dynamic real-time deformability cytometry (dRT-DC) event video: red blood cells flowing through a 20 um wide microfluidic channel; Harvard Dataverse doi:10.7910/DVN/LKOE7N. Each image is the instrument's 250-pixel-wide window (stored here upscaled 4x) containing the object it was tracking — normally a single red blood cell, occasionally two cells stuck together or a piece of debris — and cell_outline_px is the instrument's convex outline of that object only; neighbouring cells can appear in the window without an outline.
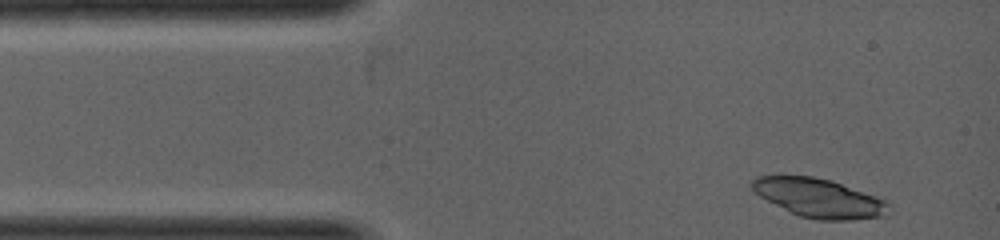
{"species": "common noctule bat (a hibernating species)", "species_latin": "Nyctalus noctula", "temperature_condition": "warm", "stored_images_in_passage": 2, "camera_frame_rate_fps": 5000, "um_per_image_px": 0.085, "animal": {"sex": "female", "body_mass_g": 19.0, "forearm_length_mm": 53.3}, "frame": {"image": 1, "passage_image": 1, "time_ms": 0.0, "image_size_px": [1000, 240], "cell_outline_px": [[892, 204], [884, 216], [852, 220], [816, 220], [800, 216], [760, 196], [752, 188], [752, 180], [756, 176], [812, 176], [832, 180], [888, 200]], "centroid_in_image_um": [69.7, 16.83], "position_along_channel_um": 15.3, "area_um2": 30.81}}